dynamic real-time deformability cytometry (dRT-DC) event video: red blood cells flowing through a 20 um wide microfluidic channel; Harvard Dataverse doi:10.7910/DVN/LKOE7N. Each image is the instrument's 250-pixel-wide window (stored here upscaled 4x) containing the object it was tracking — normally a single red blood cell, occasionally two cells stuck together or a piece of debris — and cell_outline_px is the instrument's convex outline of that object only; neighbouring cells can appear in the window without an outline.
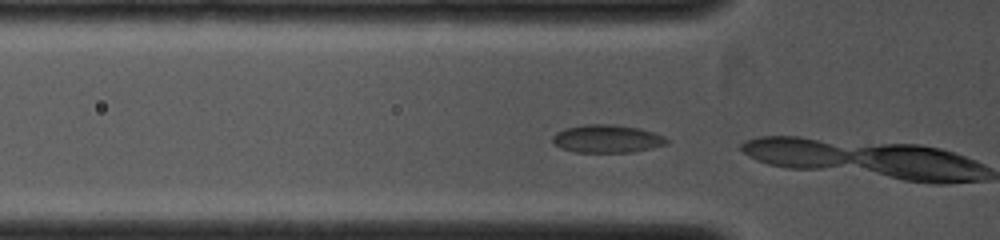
{"species": "common noctule bat (a hibernating species)", "species_latin": "Nyctalus noctula", "temperature_condition": "cold", "stored_images_in_passage": 3, "camera_frame_rate_fps": 4000, "um_per_image_px": 0.085, "animal": {"sex": "female", "body_mass_g": 19.0, "forearm_length_mm": 53.3}, "frame": {"image": 1, "passage_image": 2, "time_ms": 0.25, "image_size_px": [1000, 240], "cell_outline_px": [[668, 144], [652, 148], [632, 152], [576, 152], [560, 148], [552, 144], [552, 136], [556, 132], [564, 128], [584, 124], [612, 124], [640, 128], [664, 136], [668, 140]], "centroid_in_image_um": [51.56, 11.79], "position_along_channel_um": 74.2, "area_um2": 18.79}}